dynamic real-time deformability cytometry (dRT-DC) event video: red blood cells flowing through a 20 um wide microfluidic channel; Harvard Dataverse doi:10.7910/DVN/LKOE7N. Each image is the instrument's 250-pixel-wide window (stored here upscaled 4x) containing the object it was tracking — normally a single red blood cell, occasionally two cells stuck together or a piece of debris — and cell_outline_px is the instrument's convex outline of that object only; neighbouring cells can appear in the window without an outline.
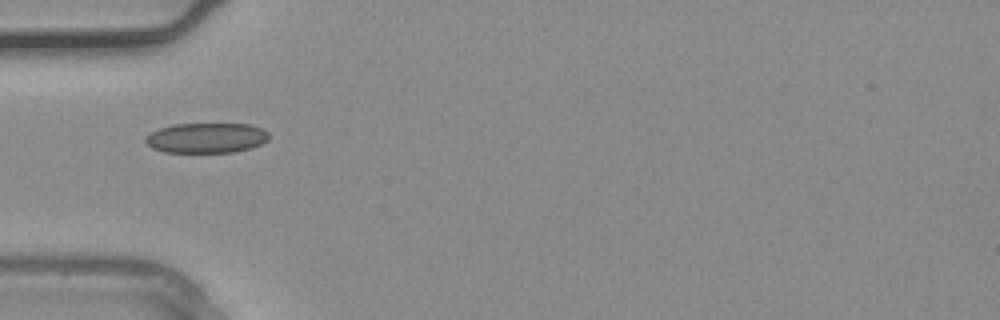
{"species": "common noctule bat (a hibernating species)", "species_latin": "Nyctalus noctula", "temperature_condition": "warm", "stored_images_in_passage": 3, "camera_frame_rate_fps": 3000, "um_per_image_px": 0.085, "animal": {"sex": "male", "body_mass_g": 20.4}, "frame": {"image": 1, "passage_image": 3, "time_ms": 0.667, "image_size_px": [1000, 320], "cell_outline_px": [[268, 140], [252, 148], [232, 152], [164, 152], [152, 148], [144, 140], [144, 136], [160, 128], [172, 124], [248, 124], [264, 128], [268, 132]], "centroid_in_image_um": [17.55, 11.72], "position_along_channel_um": 67.5, "area_um2": 21.73}}